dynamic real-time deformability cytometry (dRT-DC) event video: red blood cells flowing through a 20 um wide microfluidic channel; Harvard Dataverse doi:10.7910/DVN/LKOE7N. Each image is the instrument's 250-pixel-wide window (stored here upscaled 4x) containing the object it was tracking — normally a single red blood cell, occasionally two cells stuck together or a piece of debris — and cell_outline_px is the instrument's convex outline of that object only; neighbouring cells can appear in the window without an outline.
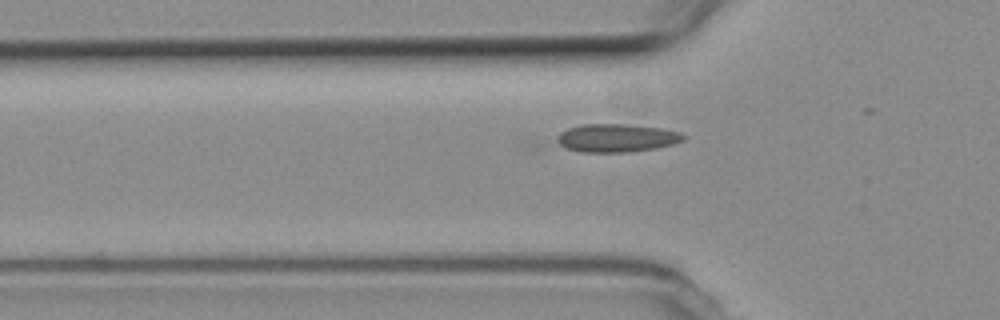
{"species": "common noctule bat (a hibernating species)", "species_latin": "Nyctalus noctula", "temperature_condition": "room temperature", "stored_images_in_passage": 4, "camera_frame_rate_fps": 3000, "um_per_image_px": 0.085, "animal": {"sex": "female", "body_mass_g": 19.3, "forearm_length_mm": 54.1}, "frame": {"image": 1, "passage_image": 2, "time_ms": 0.333, "image_size_px": [1000, 320], "cell_outline_px": [[684, 140], [672, 144], [652, 148], [628, 152], [580, 152], [568, 148], [560, 144], [556, 140], [556, 136], [560, 132], [568, 128], [580, 124], [624, 124], [660, 128], [680, 132], [684, 136]], "centroid_in_image_um": [52.36, 11.72], "position_along_channel_um": 73.4, "area_um2": 20.52}}